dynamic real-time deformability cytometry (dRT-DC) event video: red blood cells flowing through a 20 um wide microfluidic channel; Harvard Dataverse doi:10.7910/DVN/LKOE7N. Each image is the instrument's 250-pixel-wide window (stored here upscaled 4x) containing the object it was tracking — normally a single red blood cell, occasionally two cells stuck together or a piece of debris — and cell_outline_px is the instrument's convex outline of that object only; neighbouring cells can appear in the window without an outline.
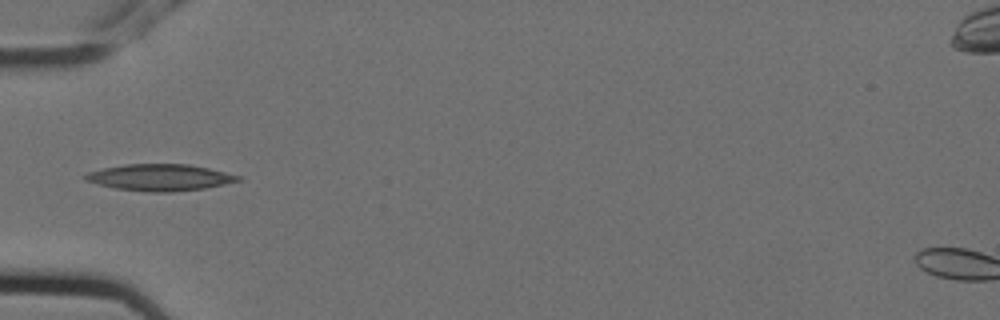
{"species": "Egyptian fruit bat (a non-hibernating species)", "species_latin": "Rousettus aegyptiacus", "temperature_condition": "cold", "stored_images_in_passage": 8, "camera_frame_rate_fps": 3000, "um_per_image_px": 0.085, "animal": {"sex": "female"}, "frame": {"image": 1, "passage_image": 5, "time_ms": 1.333, "image_size_px": [1000, 320], "cell_outline_px": [[240, 180], [224, 184], [204, 188], [172, 192], [148, 192], [116, 188], [96, 184], [84, 180], [84, 176], [88, 172], [104, 168], [124, 164], [188, 164], [208, 168], [240, 176]], "centroid_in_image_um": [13.55, 15.08], "position_along_channel_um": 71.5, "area_um2": 23.47}}
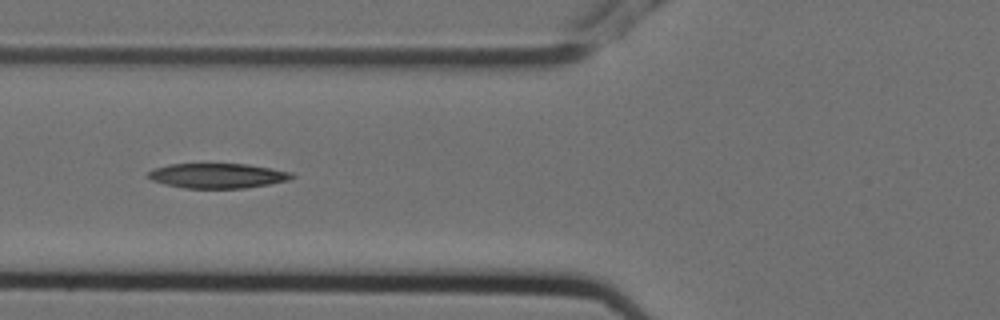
{"frame": {"image": 2, "passage_image": 6, "time_ms": 1.667, "image_size_px": [1000, 320], "cell_outline_px": [[296, 176], [288, 180], [268, 184], [244, 188], [184, 188], [164, 184], [152, 180], [148, 176], [148, 172], [156, 168], [168, 164], [248, 164], [292, 172]], "centroid_in_image_um": [18.5, 14.93], "position_along_channel_um": 107.3, "area_um2": 20.69}}
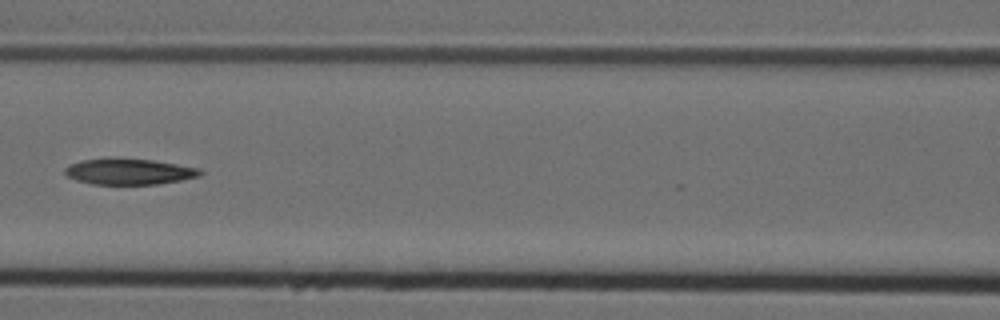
{"frame": {"image": 3, "passage_image": 7, "time_ms": 2.0, "image_size_px": [1000, 320], "cell_outline_px": [[204, 172], [200, 176], [180, 180], [156, 184], [92, 184], [76, 180], [68, 176], [64, 172], [64, 168], [80, 160], [108, 156], [152, 160], [200, 168]], "centroid_in_image_um": [10.94, 14.56], "position_along_channel_um": 155.7, "area_um2": 20.81}}